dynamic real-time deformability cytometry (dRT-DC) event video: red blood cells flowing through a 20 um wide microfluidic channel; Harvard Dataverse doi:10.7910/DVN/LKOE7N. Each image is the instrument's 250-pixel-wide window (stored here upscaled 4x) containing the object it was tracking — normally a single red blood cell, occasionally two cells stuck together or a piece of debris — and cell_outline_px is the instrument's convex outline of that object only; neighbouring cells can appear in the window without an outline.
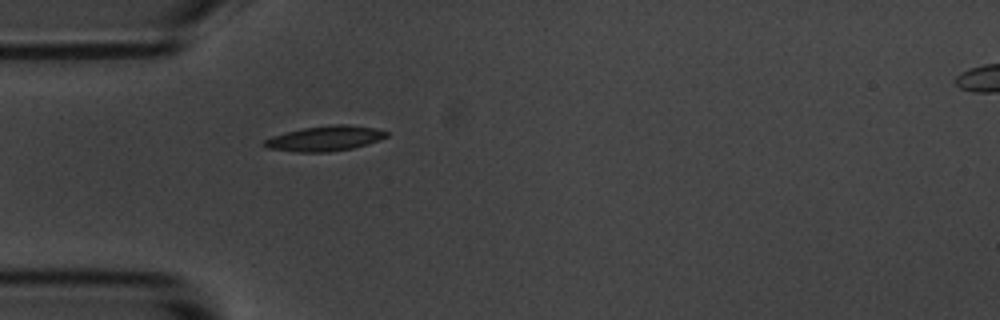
{"species": "common noctule bat (a hibernating species)", "species_latin": "Nyctalus noctula", "temperature_condition": "room temperature", "stored_images_in_passage": 42, "camera_frame_rate_fps": 3000, "um_per_image_px": 0.085, "animal": {"sex": "male", "body_mass_g": 20.1, "forearm_length_mm": 53.5}, "frame": {"image": 1, "passage_image": 1, "time_ms": 0.0, "image_size_px": [1000, 320], "cell_outline_px": [[388, 136], [380, 140], [368, 144], [352, 148], [328, 152], [296, 152], [264, 148], [260, 144], [264, 140], [272, 136], [300, 128], [332, 124], [348, 124], [376, 128], [388, 132]], "centroid_in_image_um": [27.59, 11.76], "position_along_channel_um": 57.4, "area_um2": 18.21}}
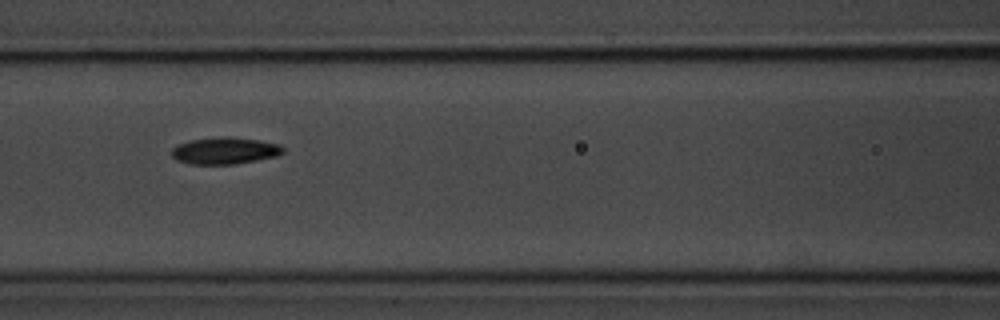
{"frame": {"image": 2, "passage_image": 9, "time_ms": 2.667, "image_size_px": [1000, 320], "cell_outline_px": [[284, 152], [276, 156], [236, 164], [188, 164], [176, 160], [172, 156], [172, 148], [188, 140], [220, 136], [228, 136], [260, 140], [280, 144], [284, 148]], "centroid_in_image_um": [19.11, 12.8], "position_along_channel_um": 147.5, "area_um2": 17.57}}
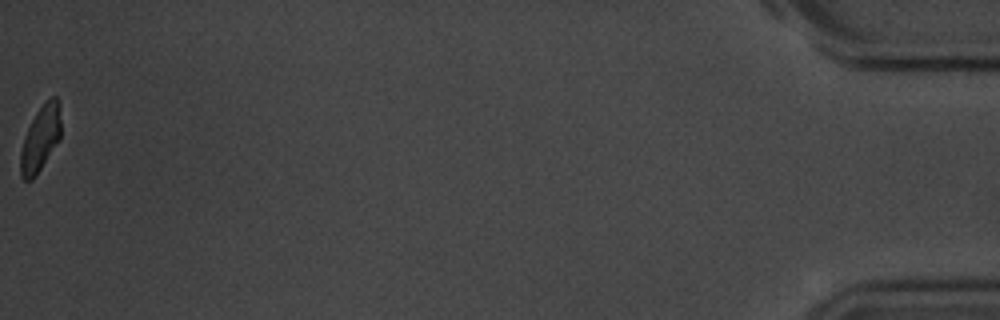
{"frame": {"image": 3, "passage_image": 42, "time_ms": 13.667, "image_size_px": [1000, 320], "cell_outline_px": [[60, 140], [36, 176], [32, 180], [24, 180], [20, 176], [20, 152], [28, 128], [36, 112], [52, 96], [56, 96], [60, 104]], "centroid_in_image_um": [3.45, 11.81], "position_along_channel_um": 431.8, "area_um2": 15.37}, "authors_computed_cell_mechanics": {"area_um2": 17.1666, "velocity_mm_per_s": 3.5023, "shape_relaxation_time_tau1_ms": 3.9428, "shape_relaxation_time_tau2_ms": 4.6746, "deformation_change_tau1": 0.1381, "deformation_change_tau2": 0.0892}}